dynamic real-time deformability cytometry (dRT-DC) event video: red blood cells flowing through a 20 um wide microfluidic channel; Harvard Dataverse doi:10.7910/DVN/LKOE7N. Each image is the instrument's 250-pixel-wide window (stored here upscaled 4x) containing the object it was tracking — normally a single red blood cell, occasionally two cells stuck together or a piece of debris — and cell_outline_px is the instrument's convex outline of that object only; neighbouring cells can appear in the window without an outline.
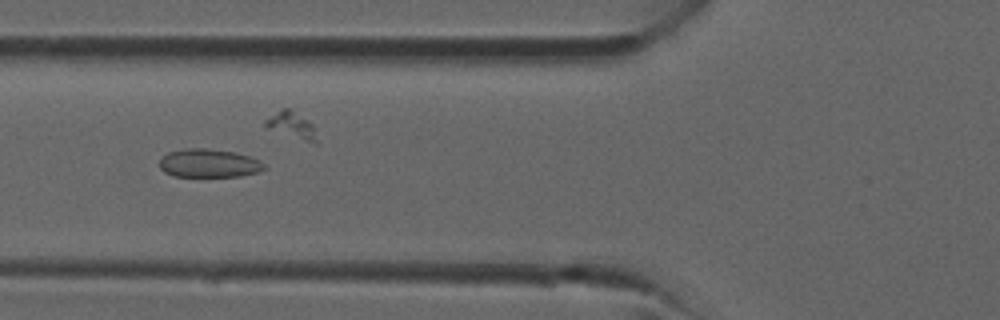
{"species": "common noctule bat (a hibernating species)", "species_latin": "Nyctalus noctula", "temperature_condition": "room temperature", "stored_images_in_passage": 35, "camera_frame_rate_fps": 3000, "um_per_image_px": 0.085, "animal": {"sex": "male", "forearm_length_mm": 52.5}, "frame": {"image": 1, "passage_image": 10, "time_ms": 3.0, "image_size_px": [1000, 320], "cell_outline_px": [[268, 168], [260, 172], [240, 176], [172, 176], [164, 172], [160, 168], [160, 160], [168, 152], [184, 148], [208, 148], [236, 152], [260, 160]], "centroid_in_image_um": [17.79, 13.87], "position_along_channel_um": 108.0, "area_um2": 17.51}}
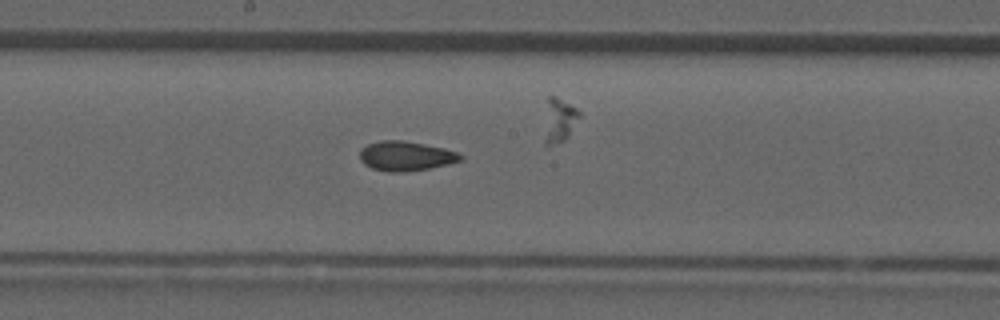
{"frame": {"image": 2, "passage_image": 16, "time_ms": 5.0, "image_size_px": [1000, 320], "cell_outline_px": [[464, 160], [448, 164], [428, 168], [404, 172], [388, 172], [372, 168], [364, 164], [360, 160], [360, 148], [368, 144], [380, 140], [404, 140], [444, 148], [456, 152], [464, 156]], "centroid_in_image_um": [34.48, 13.26], "position_along_channel_um": 213.7, "area_um2": 17.46}}
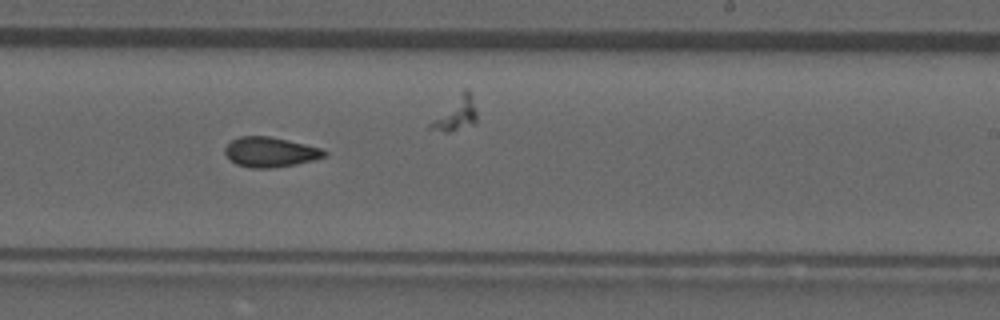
{"frame": {"image": 3, "passage_image": 19, "time_ms": 6.0, "image_size_px": [1000, 320], "cell_outline_px": [[328, 156], [296, 164], [272, 168], [252, 168], [236, 164], [224, 152], [224, 148], [232, 140], [240, 136], [268, 136], [288, 140], [320, 148], [328, 152]], "centroid_in_image_um": [22.98, 12.93], "position_along_channel_um": 266.0, "area_um2": 17.22}}